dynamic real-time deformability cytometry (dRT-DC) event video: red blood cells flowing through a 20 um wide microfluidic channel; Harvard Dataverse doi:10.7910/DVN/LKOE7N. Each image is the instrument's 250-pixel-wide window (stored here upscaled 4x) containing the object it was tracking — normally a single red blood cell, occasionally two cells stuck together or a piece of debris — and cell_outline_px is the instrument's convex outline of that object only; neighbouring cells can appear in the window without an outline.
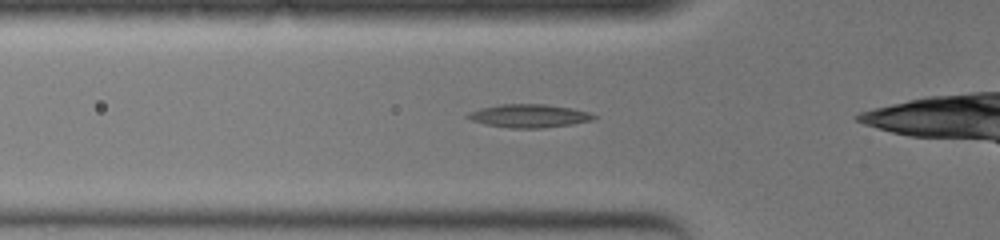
{"species": "common noctule bat (a hibernating species)", "species_latin": "Nyctalus noctula", "temperature_condition": "warm", "stored_images_in_passage": 34, "camera_frame_rate_fps": 3000, "um_per_image_px": 0.085, "animal": {"sex": "female", "body_mass_g": 19.0, "forearm_length_mm": 51.5}, "frame": {"image": 1, "passage_image": 6, "time_ms": 1.667, "image_size_px": [1000, 240], "cell_outline_px": [[596, 116], [592, 120], [572, 124], [540, 128], [512, 128], [488, 124], [472, 120], [464, 116], [480, 108], [500, 104], [544, 104], [572, 108], [588, 112]], "centroid_in_image_um": [44.98, 9.84], "position_along_channel_um": 80.8, "area_um2": 16.76}}
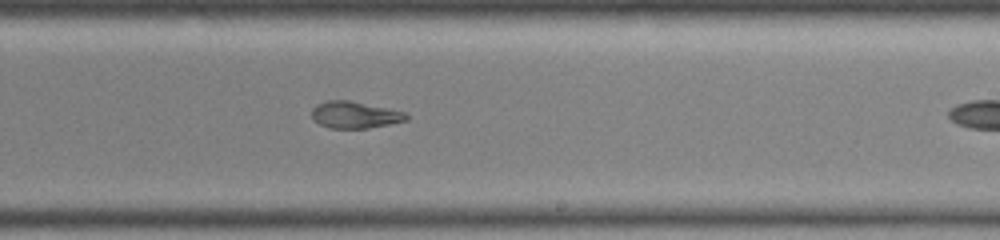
{"frame": {"image": 2, "passage_image": 20, "time_ms": 6.333, "image_size_px": [1000, 240], "cell_outline_px": [[408, 120], [368, 128], [328, 128], [312, 120], [312, 108], [316, 104], [328, 100], [348, 100], [404, 112], [408, 116]], "centroid_in_image_um": [30.1, 9.76], "position_along_channel_um": 258.9, "area_um2": 14.62}}
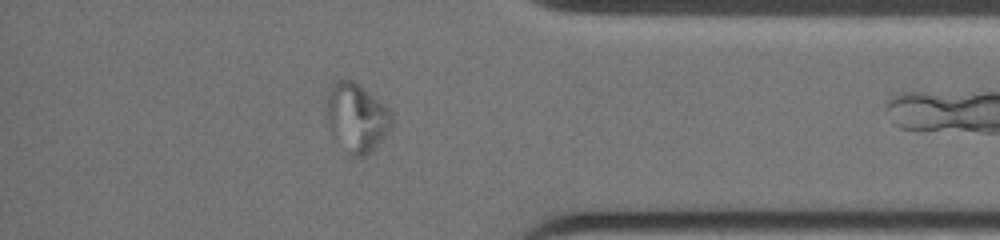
{"frame": {"image": 3, "passage_image": 32, "time_ms": 10.333, "image_size_px": [1000, 240], "cell_outline_px": [[392, 128], [364, 156], [348, 156], [328, 124], [324, 116], [324, 112], [328, 88], [336, 80], [352, 80], [360, 84], [384, 104], [388, 108], [392, 116]], "centroid_in_image_um": [30.27, 9.95], "position_along_channel_um": 404.9, "area_um2": 26.13}}